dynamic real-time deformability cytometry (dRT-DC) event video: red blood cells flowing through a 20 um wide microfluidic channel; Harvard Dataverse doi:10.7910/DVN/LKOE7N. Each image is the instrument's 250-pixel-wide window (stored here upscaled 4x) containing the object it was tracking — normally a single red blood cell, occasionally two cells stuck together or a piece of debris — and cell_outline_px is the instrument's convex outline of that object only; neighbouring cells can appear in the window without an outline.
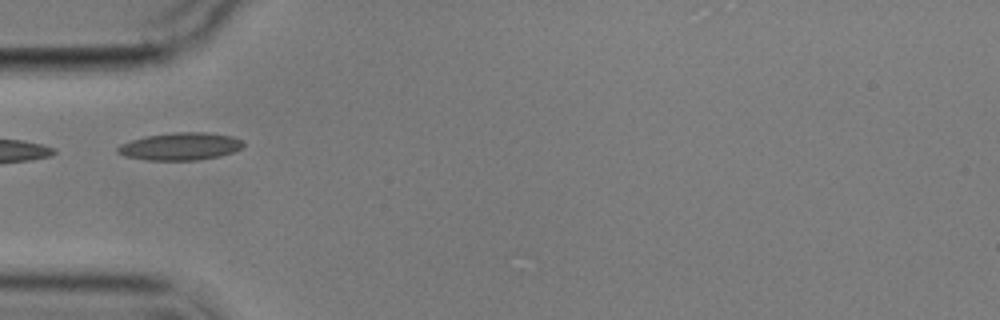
{"species": "common noctule bat (a hibernating species)", "species_latin": "Nyctalus noctula", "temperature_condition": "cold", "stored_images_in_passage": 11, "camera_frame_rate_fps": 3000, "um_per_image_px": 0.085, "animal": {"sex": "male", "body_mass_g": 17.9}, "frame": {"image": 1, "passage_image": 5, "time_ms": 5.667, "image_size_px": [1000, 320], "cell_outline_px": [[244, 144], [240, 148], [232, 152], [220, 156], [196, 160], [148, 160], [124, 156], [116, 152], [116, 148], [120, 144], [144, 136], [172, 132], [204, 132], [232, 136], [240, 140]], "centroid_in_image_um": [15.28, 12.44], "position_along_channel_um": 69.7, "area_um2": 20.11}}
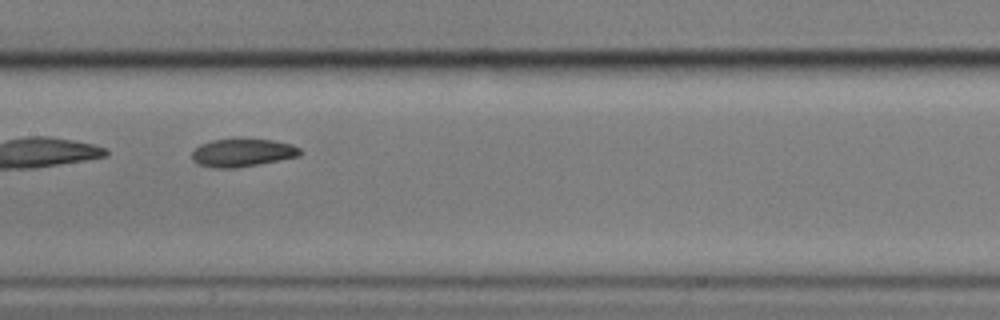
{"frame": {"image": 2, "passage_image": 8, "time_ms": 9.0, "image_size_px": [1000, 320], "cell_outline_px": [[304, 152], [300, 156], [260, 164], [236, 168], [212, 168], [196, 164], [192, 160], [192, 152], [200, 144], [212, 140], [272, 140], [292, 144], [300, 148]], "centroid_in_image_um": [20.62, 13.0], "position_along_channel_um": 186.8, "area_um2": 17.63}}
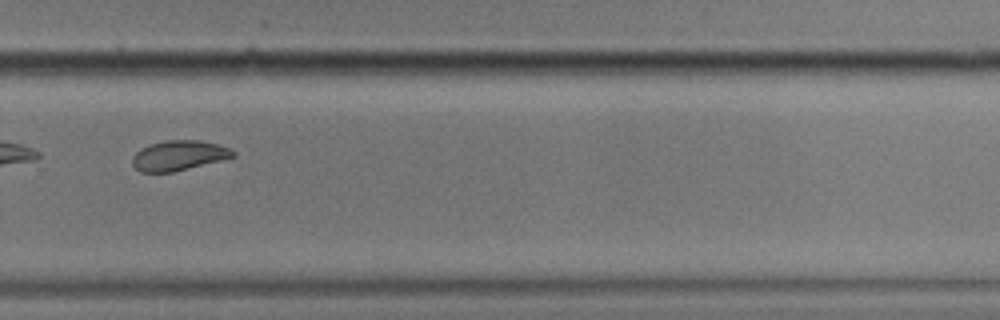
{"frame": {"image": 3, "passage_image": 11, "time_ms": 12.667, "image_size_px": [1000, 320], "cell_outline_px": [[236, 156], [172, 172], [140, 172], [132, 164], [132, 156], [140, 148], [152, 144], [168, 140], [200, 140], [216, 144], [228, 148], [236, 152]], "centroid_in_image_um": [15.17, 13.21], "position_along_channel_um": 314.6, "area_um2": 17.34}}